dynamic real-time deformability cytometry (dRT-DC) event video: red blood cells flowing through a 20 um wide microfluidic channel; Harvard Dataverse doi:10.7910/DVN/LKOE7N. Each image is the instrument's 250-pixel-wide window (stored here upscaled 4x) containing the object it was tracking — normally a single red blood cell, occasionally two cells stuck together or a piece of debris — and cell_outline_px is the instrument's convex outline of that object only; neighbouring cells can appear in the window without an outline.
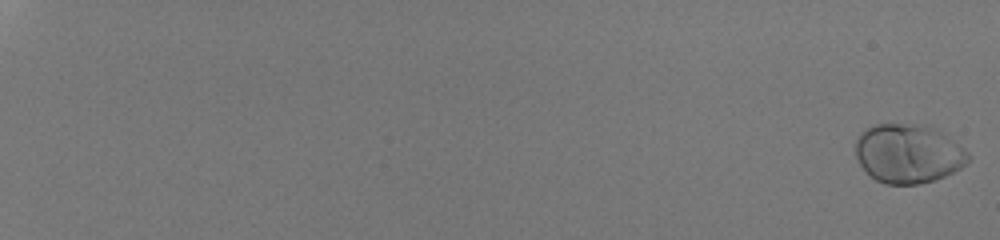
{"species": "human", "species_latin": "Homo sapiens", "temperature_condition": "room temperature", "stored_images_in_passage": 55, "camera_frame_rate_fps": 3000, "um_per_image_px": 0.085, "donor": {"sex": "male"}, "frame": {"image": 1, "passage_image": 1, "time_ms": 0.0, "image_size_px": [1000, 240], "cell_outline_px": [[972, 156], [960, 168], [944, 176], [920, 184], [884, 184], [876, 180], [860, 164], [856, 156], [856, 140], [860, 132], [864, 128], [876, 124], [928, 124], [936, 128], [964, 148]], "centroid_in_image_um": [77.2, 13.03], "position_along_channel_um": 7.8, "area_um2": 38.84}}
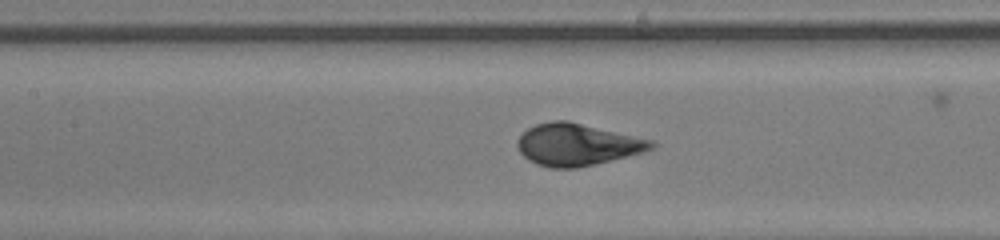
{"frame": {"image": 2, "passage_image": 32, "time_ms": 10.333, "image_size_px": [1000, 240], "cell_outline_px": [[656, 148], [644, 152], [576, 168], [548, 168], [536, 164], [528, 160], [516, 148], [516, 140], [528, 128], [536, 124], [552, 120], [568, 120], [652, 140], [656, 144]], "centroid_in_image_um": [49.03, 12.29], "position_along_channel_um": 158.4, "area_um2": 32.83}}
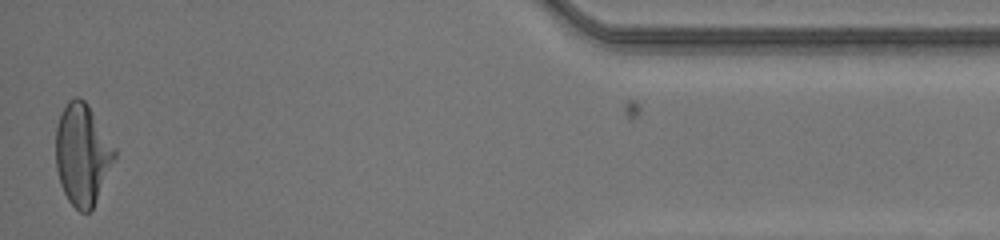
{"frame": {"image": 3, "passage_image": 55, "time_ms": 18.0, "image_size_px": [1000, 240], "cell_outline_px": [[116, 156], [92, 208], [88, 212], [80, 212], [68, 200], [60, 184], [56, 168], [56, 128], [60, 116], [68, 100], [76, 96], [80, 96], [88, 104], [116, 148]], "centroid_in_image_um": [6.99, 13.09], "position_along_channel_um": 428.2, "area_um2": 34.45}, "authors_computed_cell_mechanics": {"area_um2": 34.2176, "velocity_mm_per_s": 4.2219, "shape_relaxation_time_tau1_ms": 3.4816, "shape_relaxation_time_tau2_ms": null, "deformation_change_tau1": 0.194, "deformation_change_tau2": null}}